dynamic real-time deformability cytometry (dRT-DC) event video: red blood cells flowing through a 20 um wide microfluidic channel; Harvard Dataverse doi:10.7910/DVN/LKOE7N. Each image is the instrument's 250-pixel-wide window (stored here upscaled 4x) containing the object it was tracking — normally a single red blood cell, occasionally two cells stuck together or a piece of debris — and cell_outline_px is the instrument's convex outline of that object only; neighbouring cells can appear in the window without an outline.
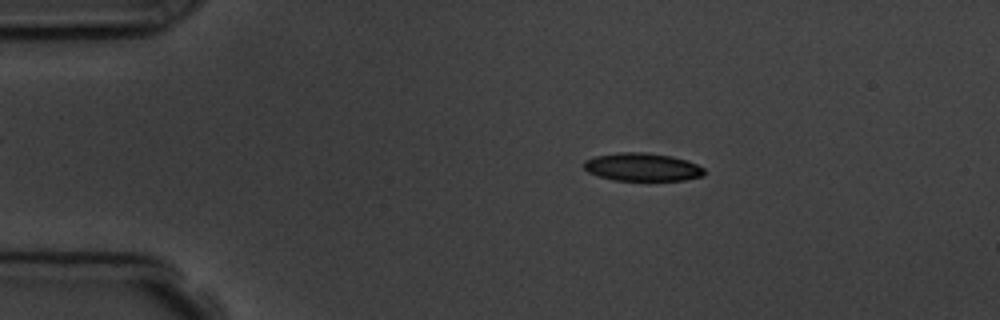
{"species": "common noctule bat (a hibernating species)", "species_latin": "Nyctalus noctula", "temperature_condition": "room temperature", "stored_images_in_passage": 4, "camera_frame_rate_fps": 3000, "um_per_image_px": 0.085, "animal": {"sex": "male", "body_mass_g": 19.5, "forearm_length_mm": 54.6}, "frame": {"image": 1, "passage_image": 3, "time_ms": 2.0, "image_size_px": [1000, 320], "cell_outline_px": [[704, 172], [700, 176], [684, 180], [612, 180], [588, 172], [584, 168], [584, 160], [596, 156], [620, 152], [644, 152], [672, 156], [696, 164], [704, 168]], "centroid_in_image_um": [54.56, 14.19], "position_along_channel_um": 30.4, "area_um2": 19.42}}